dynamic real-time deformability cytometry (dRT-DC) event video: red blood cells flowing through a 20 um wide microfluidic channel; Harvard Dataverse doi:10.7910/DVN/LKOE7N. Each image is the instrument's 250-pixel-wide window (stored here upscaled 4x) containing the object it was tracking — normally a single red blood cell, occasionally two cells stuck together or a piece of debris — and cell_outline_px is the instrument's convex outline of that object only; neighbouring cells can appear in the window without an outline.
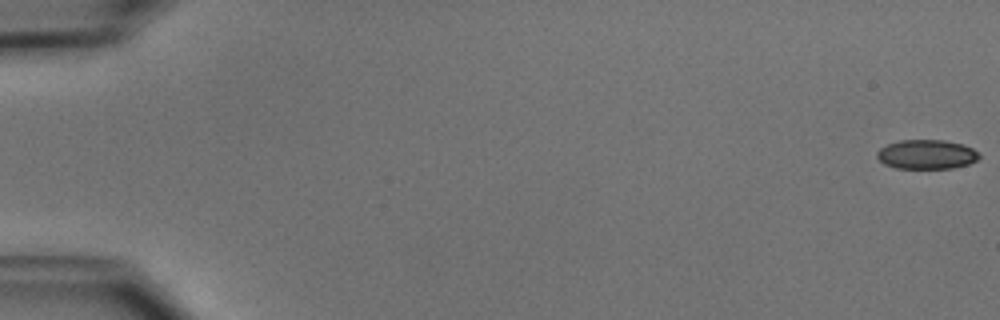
{"species": "common noctule bat (a hibernating species)", "species_latin": "Nyctalus noctula", "temperature_condition": "cold", "stored_images_in_passage": 52, "camera_frame_rate_fps": 3000, "um_per_image_px": 0.085, "animal": {"sex": "male", "body_mass_g": 15.6}, "frame": {"image": 1, "passage_image": 1, "time_ms": 0.0, "image_size_px": [1000, 320], "cell_outline_px": [[980, 156], [976, 160], [968, 164], [952, 168], [896, 168], [884, 164], [876, 156], [876, 152], [880, 148], [888, 144], [900, 140], [944, 140], [964, 144], [980, 152]], "centroid_in_image_um": [78.77, 13.12], "position_along_channel_um": 6.2, "area_um2": 17.51}}
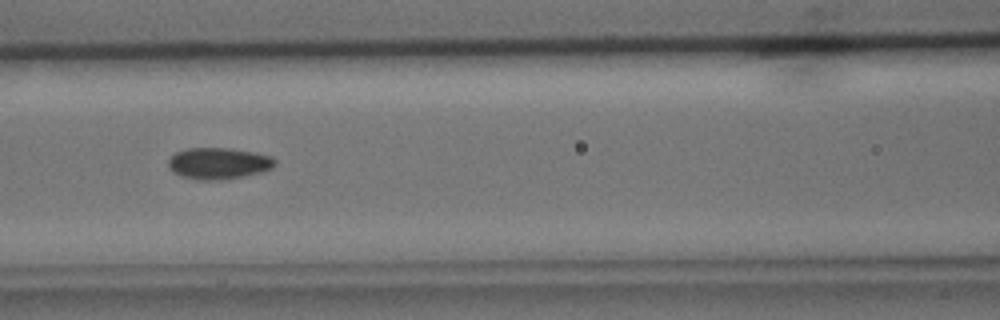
{"frame": {"image": 2, "passage_image": 24, "time_ms": 7.667, "image_size_px": [1000, 320], "cell_outline_px": [[276, 164], [272, 168], [260, 172], [244, 176], [220, 180], [196, 180], [180, 176], [172, 172], [168, 168], [168, 160], [176, 152], [188, 148], [228, 148], [256, 152], [272, 156], [276, 160]], "centroid_in_image_um": [18.57, 13.89], "position_along_channel_um": 148.0, "area_um2": 19.77}}
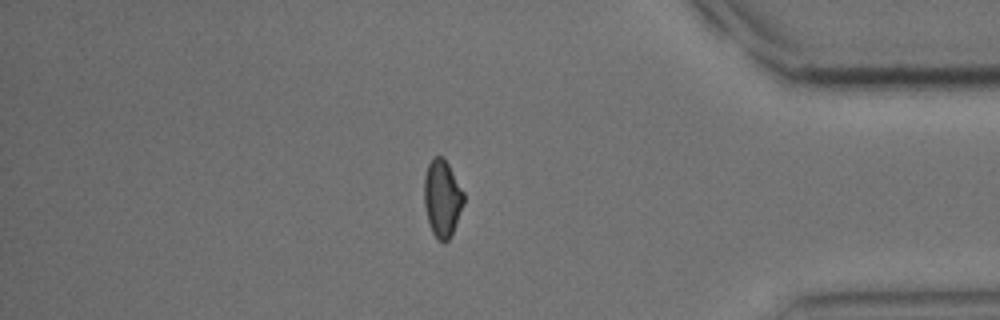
{"frame": {"image": 3, "passage_image": 45, "time_ms": 14.667, "image_size_px": [1000, 320], "cell_outline_px": [[464, 204], [452, 232], [448, 240], [444, 244], [432, 232], [428, 220], [424, 204], [424, 176], [428, 164], [432, 156], [444, 156], [464, 192]], "centroid_in_image_um": [37.58, 16.81], "position_along_channel_um": 397.6, "area_um2": 17.8}, "authors_computed_cell_mechanics": {"area_um2": 18.4671, "velocity_mm_per_s": 3.936, "shape_relaxation_time_tau1_ms": 3.9621, "shape_relaxation_time_tau2_ms": 3.4954, "deformation_change_tau1": 0.0922, "deformation_change_tau2": 0.0686}}